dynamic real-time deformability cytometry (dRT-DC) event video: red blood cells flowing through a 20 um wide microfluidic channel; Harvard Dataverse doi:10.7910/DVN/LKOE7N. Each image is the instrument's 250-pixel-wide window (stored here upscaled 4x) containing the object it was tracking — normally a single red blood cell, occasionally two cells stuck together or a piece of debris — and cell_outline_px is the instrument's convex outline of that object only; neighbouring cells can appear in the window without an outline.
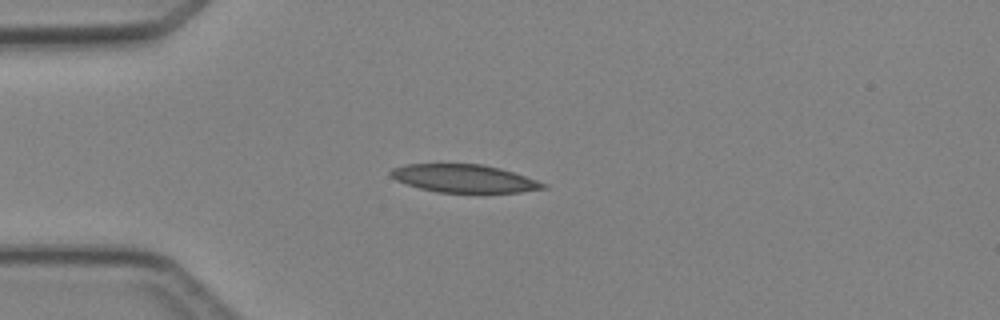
{"species": "Egyptian fruit bat (a non-hibernating species)", "species_latin": "Rousettus aegyptiacus", "temperature_condition": "cold", "stored_images_in_passage": 4, "camera_frame_rate_fps": 3000, "um_per_image_px": 0.085, "animal": {"sex": "female"}, "frame": {"image": 1, "passage_image": 3, "time_ms": 2.333, "image_size_px": [1000, 320], "cell_outline_px": [[548, 188], [520, 192], [436, 192], [420, 188], [396, 180], [388, 176], [388, 172], [392, 168], [408, 164], [484, 164], [500, 168], [548, 184]], "centroid_in_image_um": [39.43, 15.17], "position_along_channel_um": 45.6, "area_um2": 24.74}}